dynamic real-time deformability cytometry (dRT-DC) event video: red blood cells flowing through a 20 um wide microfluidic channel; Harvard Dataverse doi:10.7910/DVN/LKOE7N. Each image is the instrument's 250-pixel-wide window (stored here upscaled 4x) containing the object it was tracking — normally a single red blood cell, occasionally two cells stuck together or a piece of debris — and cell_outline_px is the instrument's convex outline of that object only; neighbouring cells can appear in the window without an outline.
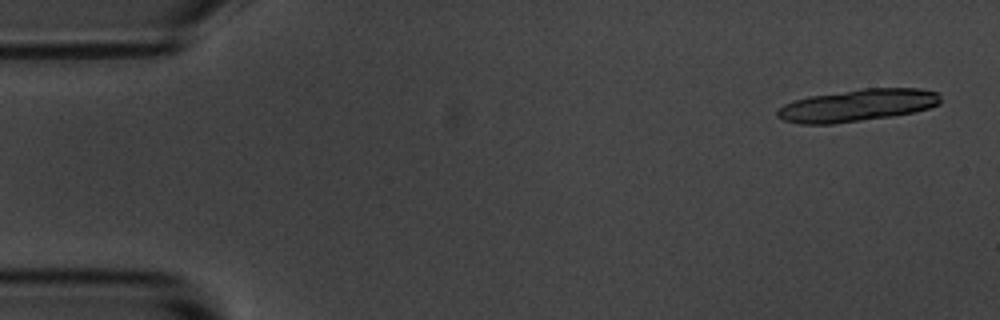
{"species": "common noctule bat (a hibernating species)", "species_latin": "Nyctalus noctula", "temperature_condition": "room temperature", "stored_images_in_passage": 17, "camera_frame_rate_fps": 3000, "um_per_image_px": 0.085, "animal": {"sex": "male", "body_mass_g": 20.1, "forearm_length_mm": 53.5}, "frame": {"image": 1, "passage_image": 1, "time_ms": 0.0, "image_size_px": [1000, 320], "cell_outline_px": [[940, 104], [928, 108], [912, 112], [892, 116], [832, 124], [800, 124], [784, 120], [776, 116], [776, 112], [784, 104], [792, 100], [808, 96], [860, 88], [920, 88], [940, 92]], "centroid_in_image_um": [72.87, 8.94], "position_along_channel_um": 12.1, "area_um2": 30.81}}